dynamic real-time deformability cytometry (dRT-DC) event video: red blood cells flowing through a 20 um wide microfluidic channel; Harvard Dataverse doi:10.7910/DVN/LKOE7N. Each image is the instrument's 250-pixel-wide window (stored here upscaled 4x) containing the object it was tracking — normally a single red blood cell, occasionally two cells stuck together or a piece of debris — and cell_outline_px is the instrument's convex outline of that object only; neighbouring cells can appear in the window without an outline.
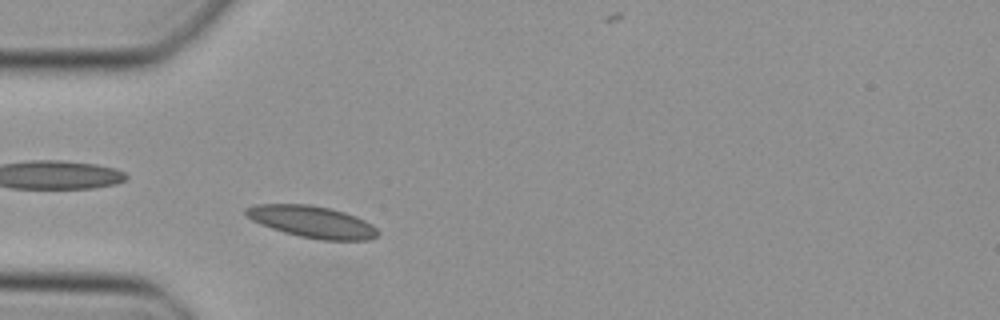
{"species": "Egyptian fruit bat (a non-hibernating species)", "species_latin": "Rousettus aegyptiacus", "temperature_condition": "cold", "stored_images_in_passage": 40, "camera_frame_rate_fps": 3000, "um_per_image_px": 0.085, "animal": {"sex": "female"}, "frame": {"image": 1, "passage_image": 5, "time_ms": 1.333, "image_size_px": [1000, 320], "cell_outline_px": [[380, 232], [376, 236], [368, 240], [320, 240], [300, 236], [284, 232], [260, 224], [252, 220], [244, 212], [244, 208], [256, 204], [308, 204], [328, 208], [344, 212], [356, 216], [372, 224]], "centroid_in_image_um": [26.53, 18.85], "position_along_channel_um": 58.5, "area_um2": 24.33}}
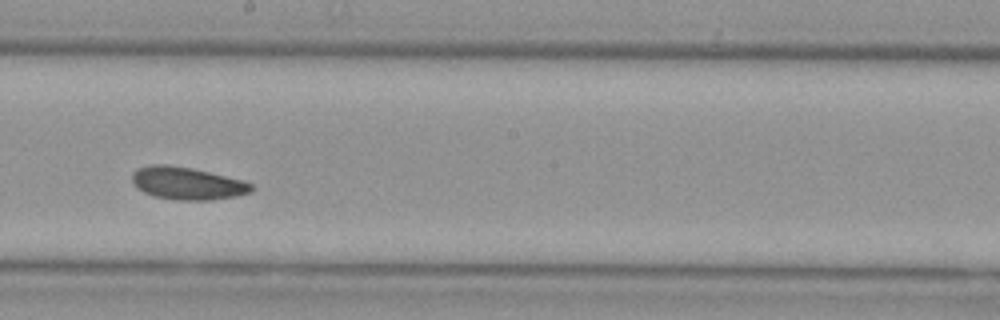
{"frame": {"image": 2, "passage_image": 18, "time_ms": 5.667, "image_size_px": [1000, 320], "cell_outline_px": [[256, 188], [252, 192], [236, 196], [212, 200], [176, 200], [152, 196], [136, 188], [132, 184], [132, 172], [136, 168], [148, 164], [168, 164], [192, 168], [240, 180], [252, 184]], "centroid_in_image_um": [15.86, 15.58], "position_along_channel_um": 232.3, "area_um2": 22.89}}
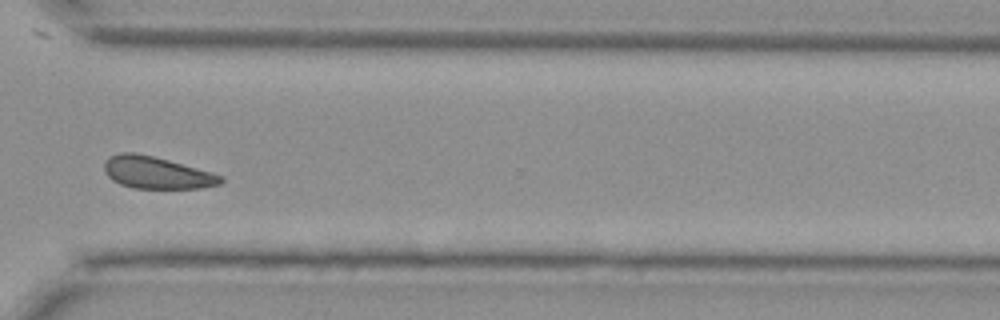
{"frame": {"image": 3, "passage_image": 27, "time_ms": 8.667, "image_size_px": [1000, 320], "cell_outline_px": [[224, 180], [220, 184], [200, 188], [132, 188], [120, 184], [112, 180], [104, 172], [104, 164], [108, 156], [120, 152], [132, 152], [152, 156], [168, 160], [212, 172], [224, 176]], "centroid_in_image_um": [13.3, 14.68], "position_along_channel_um": 357.3, "area_um2": 21.79}}